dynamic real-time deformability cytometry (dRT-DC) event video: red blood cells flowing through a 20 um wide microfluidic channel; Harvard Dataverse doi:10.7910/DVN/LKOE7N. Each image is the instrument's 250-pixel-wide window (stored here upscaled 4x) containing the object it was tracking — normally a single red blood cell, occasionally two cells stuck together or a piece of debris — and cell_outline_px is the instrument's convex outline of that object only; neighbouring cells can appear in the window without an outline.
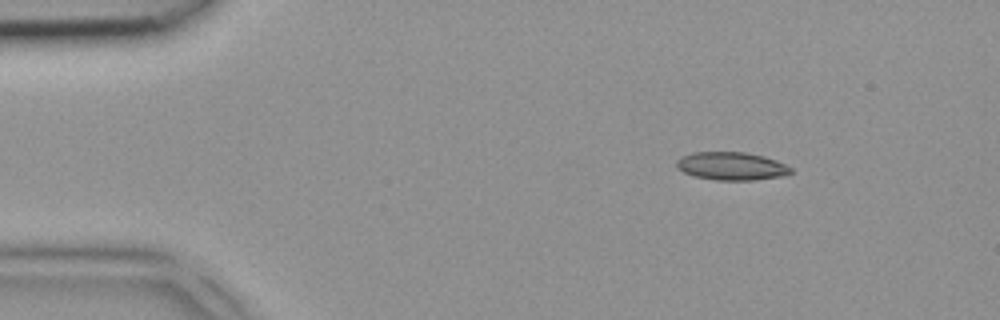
{"species": "common noctule bat (a hibernating species)", "species_latin": "Nyctalus noctula", "temperature_condition": "room temperature", "stored_images_in_passage": 3, "segment_of_instrument_passage": [1, 2], "camera_frame_rate_fps": 3000, "um_per_image_px": 0.085, "animal": {"sex": "female", "body_mass_g": 18.4}, "frame": {"image": 1, "passage_image": 1, "time_ms": 0.0, "image_size_px": [1000, 320], "cell_outline_px": [[792, 172], [784, 176], [756, 180], [716, 180], [692, 176], [676, 168], [676, 160], [680, 156], [692, 152], [744, 152], [764, 156], [776, 160], [792, 168]], "centroid_in_image_um": [62.15, 14.12], "position_along_channel_um": 22.9, "area_um2": 18.9}}